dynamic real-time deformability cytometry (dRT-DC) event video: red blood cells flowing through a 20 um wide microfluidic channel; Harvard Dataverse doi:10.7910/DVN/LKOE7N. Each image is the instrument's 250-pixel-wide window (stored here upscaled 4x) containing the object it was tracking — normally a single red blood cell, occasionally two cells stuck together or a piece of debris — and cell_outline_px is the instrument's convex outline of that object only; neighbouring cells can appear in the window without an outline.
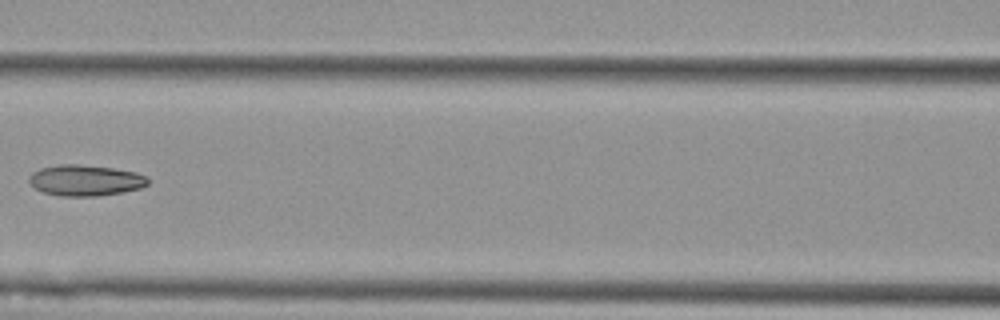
{"species": "Egyptian fruit bat (a non-hibernating species)", "species_latin": "Rousettus aegyptiacus", "temperature_condition": "cold", "stored_images_in_passage": 8, "camera_frame_rate_fps": 3000, "um_per_image_px": 0.085, "animal": {"sex": "female"}, "frame": {"image": 1, "passage_image": 7, "time_ms": 7.0, "image_size_px": [1000, 320], "cell_outline_px": [[148, 184], [140, 188], [124, 192], [96, 196], [60, 196], [44, 192], [36, 188], [28, 180], [28, 176], [32, 172], [40, 168], [60, 164], [76, 164], [112, 168], [136, 172], [144, 176], [148, 180]], "centroid_in_image_um": [7.24, 15.33], "position_along_channel_um": 159.4, "area_um2": 21.33}}
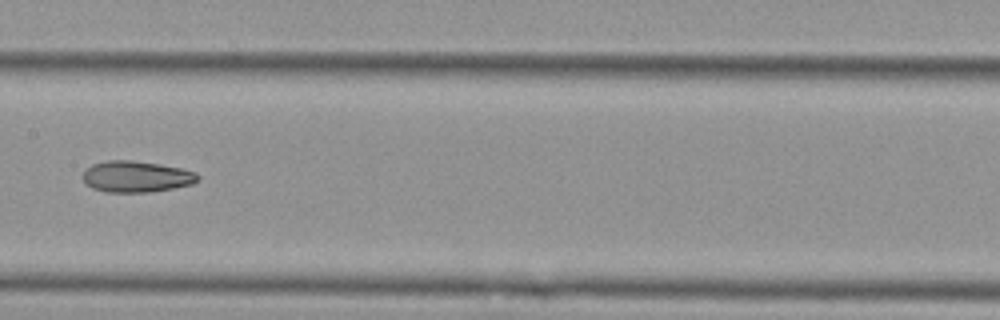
{"frame": {"image": 2, "passage_image": 8, "time_ms": 8.0, "image_size_px": [1000, 320], "cell_outline_px": [[200, 180], [192, 184], [152, 192], [108, 192], [92, 188], [84, 184], [84, 168], [92, 164], [108, 160], [128, 160], [160, 164], [180, 168], [196, 172], [200, 176]], "centroid_in_image_um": [11.58, 15.01], "position_along_channel_um": 195.8, "area_um2": 21.04}}